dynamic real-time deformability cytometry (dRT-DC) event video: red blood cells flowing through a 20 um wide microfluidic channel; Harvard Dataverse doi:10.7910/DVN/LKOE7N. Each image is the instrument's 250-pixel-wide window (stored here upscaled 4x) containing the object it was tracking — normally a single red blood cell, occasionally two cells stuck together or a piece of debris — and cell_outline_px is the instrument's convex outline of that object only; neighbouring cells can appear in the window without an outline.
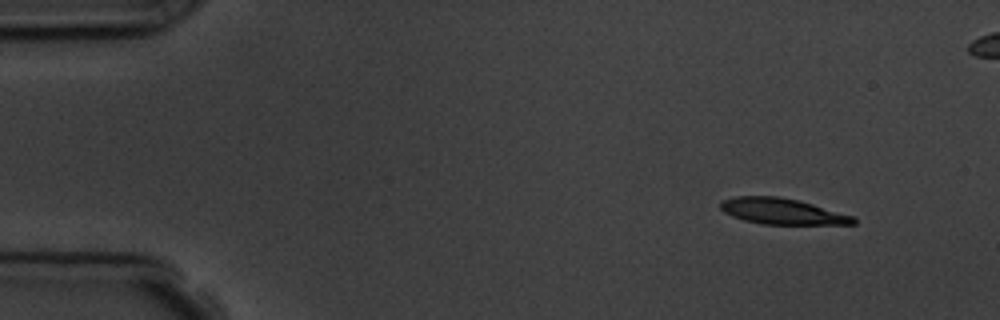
{"species": "common noctule bat (a hibernating species)", "species_latin": "Nyctalus noctula", "temperature_condition": "room temperature", "stored_images_in_passage": 5, "camera_frame_rate_fps": 3000, "um_per_image_px": 0.085, "animal": {"sex": "male", "body_mass_g": 19.5, "forearm_length_mm": 54.6}, "frame": {"image": 1, "passage_image": 1, "time_ms": 0.0, "image_size_px": [1000, 320], "cell_outline_px": [[856, 224], [764, 224], [744, 220], [732, 216], [724, 212], [720, 208], [720, 200], [736, 196], [780, 196], [800, 200], [856, 216]], "centroid_in_image_um": [66.51, 17.95], "position_along_channel_um": 18.5, "area_um2": 20.35}}